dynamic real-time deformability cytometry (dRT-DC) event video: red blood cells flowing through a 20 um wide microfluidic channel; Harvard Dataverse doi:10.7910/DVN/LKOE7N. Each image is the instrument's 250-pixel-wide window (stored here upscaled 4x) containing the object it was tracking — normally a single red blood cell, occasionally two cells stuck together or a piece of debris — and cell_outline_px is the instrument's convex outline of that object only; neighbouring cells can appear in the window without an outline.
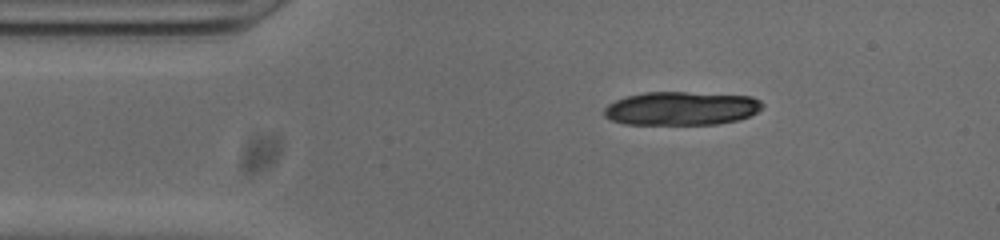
{"species": "common noctule bat (a hibernating species)", "species_latin": "Nyctalus noctula", "temperature_condition": "cold", "stored_images_in_passage": 44, "camera_frame_rate_fps": 3000, "um_per_image_px": 0.085, "animal": {"sex": "male", "body_mass_g": 20.0, "forearm_length_mm": 53.3}, "frame": {"image": 1, "passage_image": 1, "time_ms": 0.0, "image_size_px": [1000, 240], "cell_outline_px": [[764, 104], [756, 112], [740, 120], [716, 124], [624, 124], [612, 120], [604, 116], [604, 108], [608, 104], [616, 100], [628, 96], [644, 92], [684, 92], [752, 96], [760, 100]], "centroid_in_image_um": [57.91, 9.21], "position_along_channel_um": 27.1, "area_um2": 30.92}, "authors_computed_cell_mechanics": {"area_um2": 19.6231, "velocity_mm_per_s": 3.839, "shape_relaxation_time_tau1_ms": 6.2347, "shape_relaxation_time_tau2_ms": null, "deformation_change_tau1": 0.1934, "deformation_change_tau2": null}}